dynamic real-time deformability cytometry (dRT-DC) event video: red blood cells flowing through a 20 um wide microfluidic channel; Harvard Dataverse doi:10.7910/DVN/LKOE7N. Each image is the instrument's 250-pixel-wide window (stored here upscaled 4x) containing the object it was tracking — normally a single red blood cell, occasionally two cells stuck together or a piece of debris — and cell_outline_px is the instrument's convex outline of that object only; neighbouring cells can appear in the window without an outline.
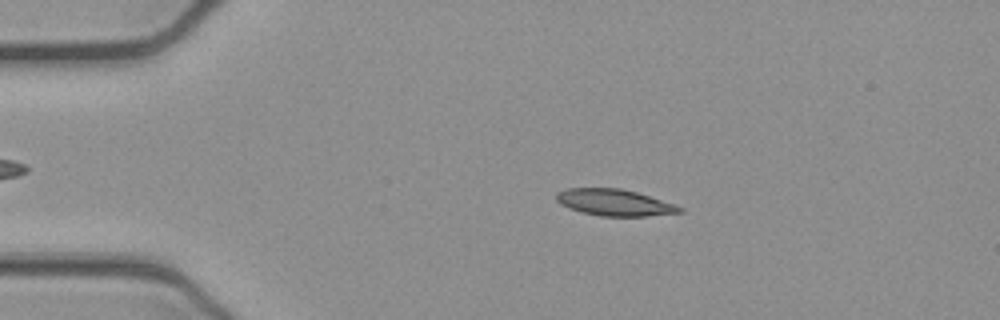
{"species": "common noctule bat (a hibernating species)", "species_latin": "Nyctalus noctula", "temperature_condition": "cold", "stored_images_in_passage": 44, "camera_frame_rate_fps": 3000, "um_per_image_px": 0.085, "animal": {"sex": "female", "body_mass_g": 21.9}, "frame": {"image": 1, "passage_image": 2, "time_ms": 0.333, "image_size_px": [1000, 320], "cell_outline_px": [[684, 212], [644, 216], [600, 216], [580, 212], [568, 208], [560, 204], [556, 200], [556, 192], [568, 188], [620, 188], [636, 192], [676, 204], [684, 208]], "centroid_in_image_um": [52.22, 17.21], "position_along_channel_um": 32.8, "area_um2": 19.19}}
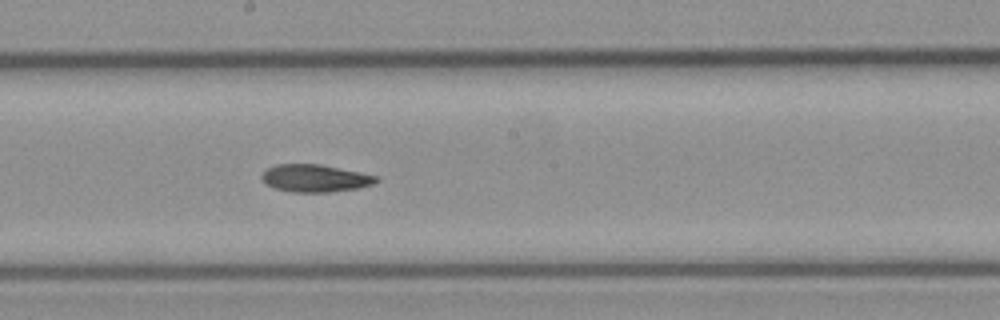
{"frame": {"image": 2, "passage_image": 20, "time_ms": 6.333, "image_size_px": [1000, 320], "cell_outline_px": [[380, 180], [372, 184], [356, 188], [328, 192], [292, 192], [276, 188], [264, 184], [260, 176], [268, 168], [276, 164], [320, 164], [380, 176]], "centroid_in_image_um": [26.78, 15.14], "position_along_channel_um": 221.4, "area_um2": 18.32}}
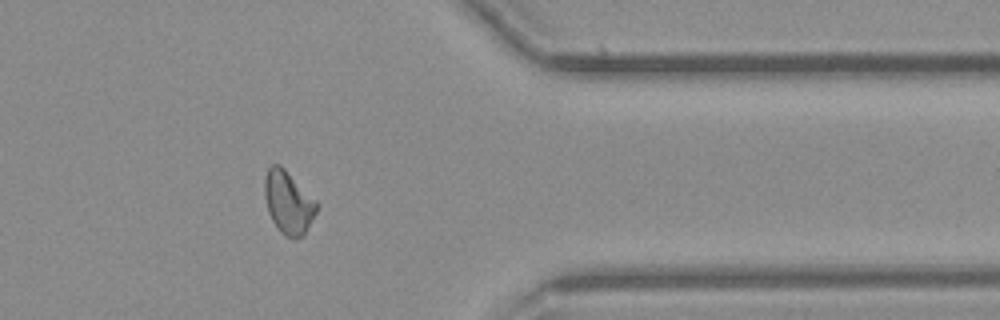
{"frame": {"image": 3, "passage_image": 34, "time_ms": 11.0, "image_size_px": [1000, 320], "cell_outline_px": [[320, 204], [304, 236], [296, 240], [284, 236], [276, 228], [268, 212], [264, 196], [264, 180], [268, 168], [272, 164], [280, 164]], "centroid_in_image_um": [24.51, 17.24], "position_along_channel_um": 386.9, "area_um2": 19.36}, "authors_computed_cell_mechanics": {"area_um2": 18.8428, "velocity_mm_per_s": 3.8971, "shape_relaxation_time_tau1_ms": 6.6796, "shape_relaxation_time_tau2_ms": 7.3618, "deformation_change_tau1": 0.1704, "deformation_change_tau2": 0.1362}}